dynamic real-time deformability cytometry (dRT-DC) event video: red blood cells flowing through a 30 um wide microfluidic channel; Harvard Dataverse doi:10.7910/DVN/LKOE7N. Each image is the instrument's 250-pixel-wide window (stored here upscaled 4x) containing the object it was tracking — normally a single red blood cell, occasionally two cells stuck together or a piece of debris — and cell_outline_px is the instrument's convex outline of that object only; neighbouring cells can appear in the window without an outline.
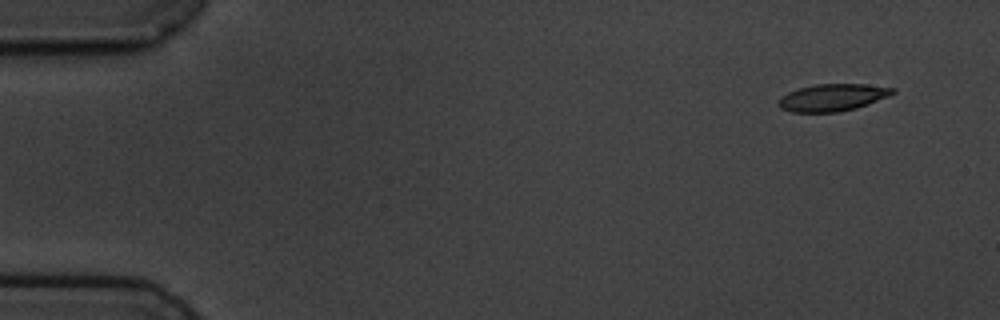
{"species": "common noctule bat (a hibernating species)", "species_latin": "Nyctalus noctula", "temperature_condition": "cold", "stored_images_in_passage": 4, "camera_frame_rate_fps": 3000, "um_per_image_px": 0.085, "animal": {"sex": "male", "body_mass_g": 19.5, "forearm_length_mm": 54.6}, "frame": {"image": 1, "passage_image": 1, "time_ms": 0.0, "image_size_px": [1000, 320], "cell_outline_px": [[896, 92], [888, 96], [868, 104], [856, 108], [840, 112], [792, 112], [780, 108], [776, 104], [776, 100], [780, 96], [788, 92], [800, 88], [816, 84], [864, 84], [896, 88]], "centroid_in_image_um": [70.73, 8.29], "position_along_channel_um": 14.3, "area_um2": 18.21}}